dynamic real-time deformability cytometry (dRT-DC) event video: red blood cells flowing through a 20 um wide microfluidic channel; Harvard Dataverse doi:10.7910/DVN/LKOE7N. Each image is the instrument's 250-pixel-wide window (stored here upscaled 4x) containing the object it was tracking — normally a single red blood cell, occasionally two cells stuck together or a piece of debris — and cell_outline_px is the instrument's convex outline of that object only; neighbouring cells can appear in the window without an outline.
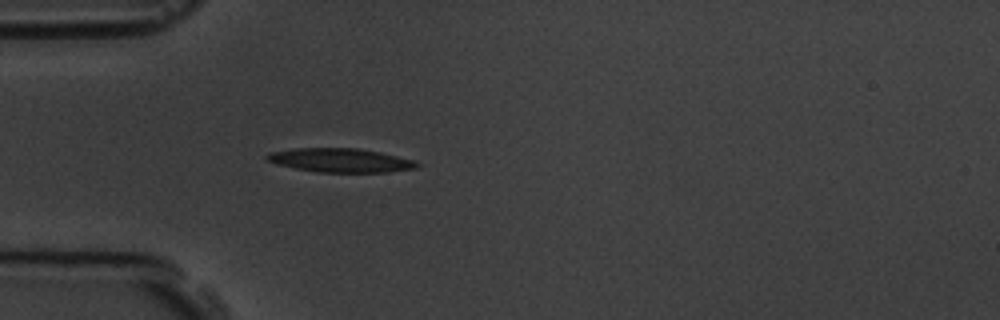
{"species": "common noctule bat (a hibernating species)", "species_latin": "Nyctalus noctula", "temperature_condition": "room temperature", "stored_images_in_passage": 4, "camera_frame_rate_fps": 3000, "um_per_image_px": 0.085, "animal": {"sex": "male", "body_mass_g": 19.5, "forearm_length_mm": 54.6}, "frame": {"image": 1, "passage_image": 4, "time_ms": 3.333, "image_size_px": [1000, 320], "cell_outline_px": [[420, 164], [416, 168], [388, 172], [316, 172], [276, 164], [268, 160], [264, 156], [268, 152], [296, 148], [356, 148], [380, 152], [416, 160]], "centroid_in_image_um": [28.94, 13.62], "position_along_channel_um": 56.1, "area_um2": 20.92}}